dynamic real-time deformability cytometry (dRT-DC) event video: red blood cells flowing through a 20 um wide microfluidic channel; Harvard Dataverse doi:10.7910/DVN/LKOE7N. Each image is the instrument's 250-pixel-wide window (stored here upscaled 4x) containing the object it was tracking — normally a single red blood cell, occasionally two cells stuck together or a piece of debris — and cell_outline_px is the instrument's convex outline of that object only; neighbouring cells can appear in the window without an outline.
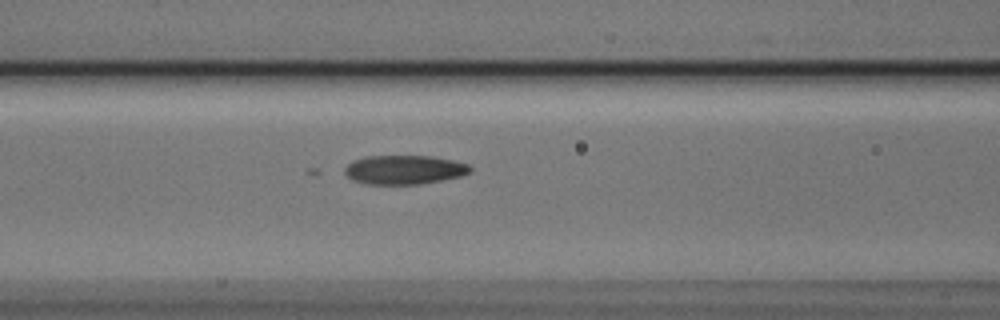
{"species": "Egyptian fruit bat (a non-hibernating species)", "species_latin": "Rousettus aegyptiacus", "temperature_condition": "cold", "stored_images_in_passage": 7, "camera_frame_rate_fps": 3000, "um_per_image_px": 0.085, "animal": {"sex": "male"}, "frame": {"image": 1, "passage_image": 7, "time_ms": 2.0, "image_size_px": [1000, 320], "cell_outline_px": [[472, 168], [468, 172], [460, 176], [420, 184], [368, 184], [352, 180], [344, 172], [344, 168], [352, 160], [364, 156], [432, 156], [452, 160], [468, 164]], "centroid_in_image_um": [34.31, 14.42], "position_along_channel_um": 132.3, "area_um2": 21.15}}